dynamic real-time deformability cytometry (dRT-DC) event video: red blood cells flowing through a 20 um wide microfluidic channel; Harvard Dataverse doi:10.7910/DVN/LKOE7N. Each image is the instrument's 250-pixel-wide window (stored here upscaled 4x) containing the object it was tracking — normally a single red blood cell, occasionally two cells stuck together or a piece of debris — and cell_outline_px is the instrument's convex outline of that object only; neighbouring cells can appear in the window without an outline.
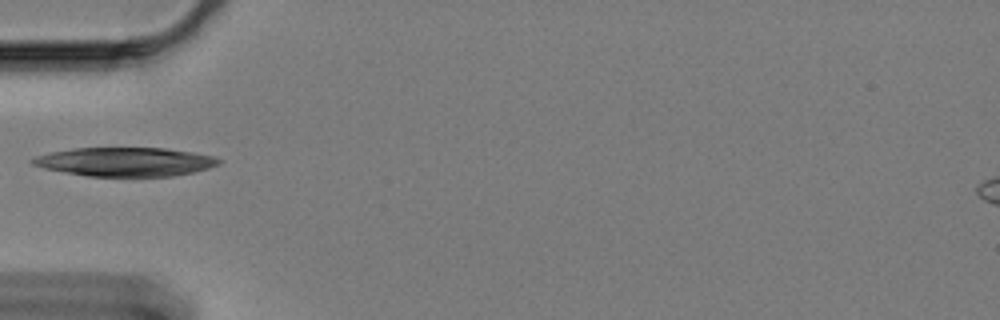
{"species": "Egyptian fruit bat (a non-hibernating species)", "species_latin": "Rousettus aegyptiacus", "temperature_condition": "cold", "stored_images_in_passage": 10, "camera_frame_rate_fps": 3000, "um_per_image_px": 0.085, "animal": {"sex": "female"}, "frame": {"image": 1, "passage_image": 1, "time_ms": 0.0, "image_size_px": [1000, 320], "cell_outline_px": [[220, 164], [208, 168], [192, 172], [172, 176], [88, 176], [44, 168], [32, 164], [28, 160], [36, 156], [52, 152], [76, 148], [164, 148], [192, 152], [212, 156], [220, 160]], "centroid_in_image_um": [10.63, 13.75], "position_along_channel_um": 74.4, "area_um2": 30.98}}